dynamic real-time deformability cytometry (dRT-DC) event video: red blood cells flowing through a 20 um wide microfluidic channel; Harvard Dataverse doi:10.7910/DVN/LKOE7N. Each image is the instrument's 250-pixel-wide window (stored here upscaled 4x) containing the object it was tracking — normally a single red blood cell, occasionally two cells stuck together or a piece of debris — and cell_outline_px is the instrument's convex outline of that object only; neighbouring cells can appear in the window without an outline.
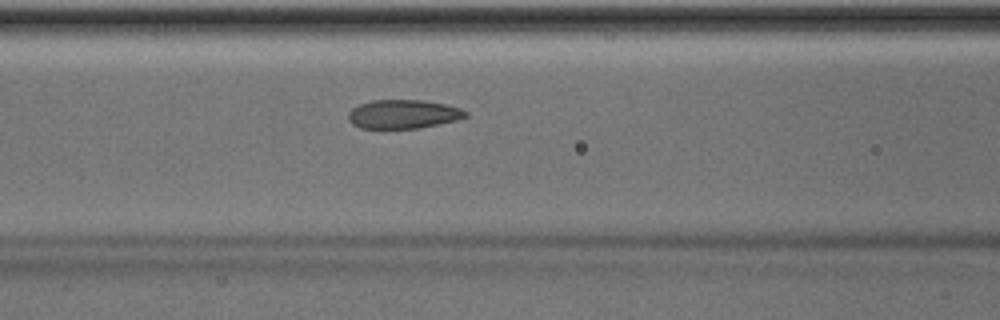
{"species": "Egyptian fruit bat (a non-hibernating species)", "species_latin": "Rousettus aegyptiacus", "temperature_condition": "room temperature", "stored_images_in_passage": 38, "camera_frame_rate_fps": 3000, "um_per_image_px": 0.085, "animal": {"sex": "male"}, "frame": {"image": 1, "passage_image": 17, "time_ms": 5.333, "image_size_px": [1000, 320], "cell_outline_px": [[468, 116], [456, 120], [420, 128], [360, 128], [352, 124], [348, 120], [348, 112], [352, 108], [360, 104], [372, 100], [424, 100], [444, 104], [460, 108], [468, 112]], "centroid_in_image_um": [34.26, 9.7], "position_along_channel_um": 132.3, "area_um2": 19.71}}
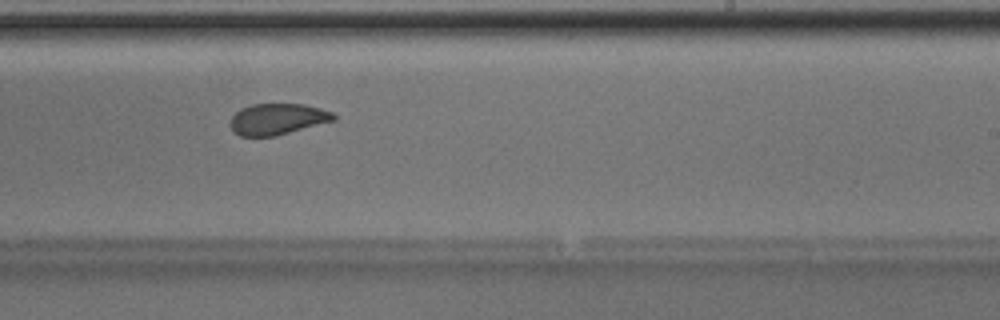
{"frame": {"image": 2, "passage_image": 27, "time_ms": 8.667, "image_size_px": [1000, 320], "cell_outline_px": [[336, 120], [272, 136], [240, 136], [228, 124], [232, 116], [240, 108], [252, 104], [304, 104], [320, 108], [332, 112], [336, 116]], "centroid_in_image_um": [23.57, 10.1], "position_along_channel_um": 265.4, "area_um2": 18.61}}